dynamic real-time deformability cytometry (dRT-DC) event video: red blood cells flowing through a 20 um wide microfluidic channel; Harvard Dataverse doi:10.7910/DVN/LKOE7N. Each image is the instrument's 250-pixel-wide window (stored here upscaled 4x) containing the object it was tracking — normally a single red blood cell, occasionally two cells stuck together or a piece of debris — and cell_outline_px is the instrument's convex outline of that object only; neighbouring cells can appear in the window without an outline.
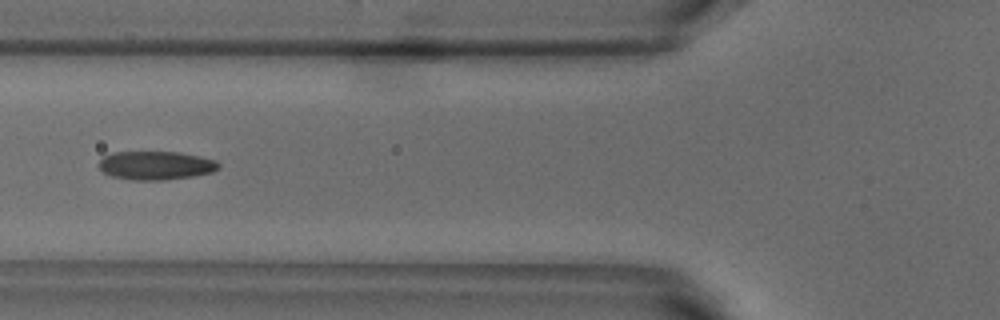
{"species": "common noctule bat (a hibernating species)", "species_latin": "Nyctalus noctula", "temperature_condition": "warm", "stored_images_in_passage": 41, "camera_frame_rate_fps": 3000, "um_per_image_px": 0.085, "animal": {"sex": "male", "body_mass_g": 18.8}, "frame": {"image": 1, "passage_image": 7, "time_ms": 2.0, "image_size_px": [1000, 320], "cell_outline_px": [[220, 168], [212, 172], [192, 176], [164, 180], [132, 180], [112, 176], [104, 172], [96, 164], [104, 156], [112, 152], [180, 152], [200, 156], [216, 160], [220, 164]], "centroid_in_image_um": [13.25, 14.06], "position_along_channel_um": 112.6, "area_um2": 20.06}, "authors_computed_cell_mechanics": {"area_um2": 19.8254, "velocity_mm_per_s": 3.8354, "shape_relaxation_time_tau1_ms": 6.7786, "shape_relaxation_time_tau2_ms": 1.411, "deformation_change_tau1": 0.1891, "deformation_change_tau2": 0.0781}}